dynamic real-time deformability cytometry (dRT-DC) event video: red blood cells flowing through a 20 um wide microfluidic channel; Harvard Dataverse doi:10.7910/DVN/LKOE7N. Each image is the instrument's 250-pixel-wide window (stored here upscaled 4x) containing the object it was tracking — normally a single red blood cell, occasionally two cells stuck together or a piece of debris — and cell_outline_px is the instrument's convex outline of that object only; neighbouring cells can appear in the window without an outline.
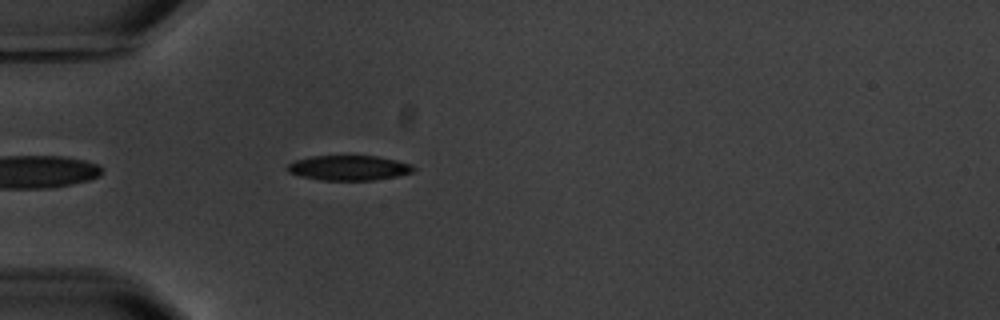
{"species": "common noctule bat (a hibernating species)", "species_latin": "Nyctalus noctula", "temperature_condition": "warm", "stored_images_in_passage": 5, "camera_frame_rate_fps": 3000, "um_per_image_px": 0.085, "animal": {"sex": "male", "body_mass_g": 20.1, "forearm_length_mm": 53.5}, "frame": {"image": 1, "passage_image": 5, "time_ms": 5.667, "image_size_px": [1000, 320], "cell_outline_px": [[416, 168], [412, 172], [396, 176], [372, 180], [320, 180], [300, 176], [288, 172], [288, 164], [296, 160], [312, 156], [376, 156], [396, 160], [408, 164]], "centroid_in_image_um": [29.62, 14.27], "position_along_channel_um": 55.4, "area_um2": 18.09}}